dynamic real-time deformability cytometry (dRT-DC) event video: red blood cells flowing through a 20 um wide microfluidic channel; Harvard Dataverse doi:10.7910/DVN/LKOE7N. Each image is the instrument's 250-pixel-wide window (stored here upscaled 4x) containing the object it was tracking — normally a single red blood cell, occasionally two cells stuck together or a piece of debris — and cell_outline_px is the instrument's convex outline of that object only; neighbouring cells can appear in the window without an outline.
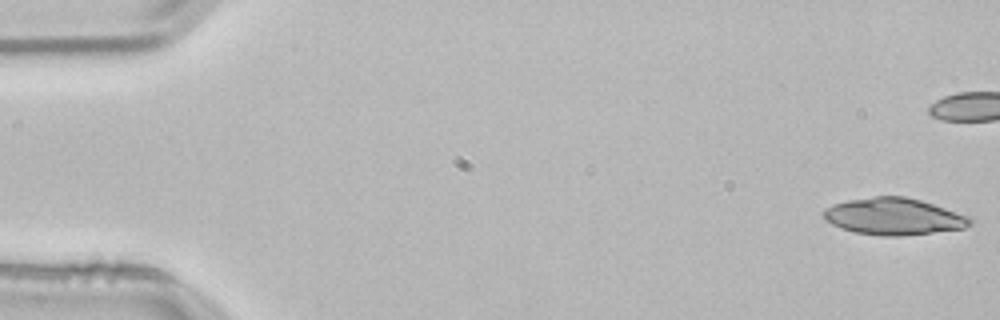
{"species": "common noctule bat (a hibernating species)", "species_latin": "Nyctalus noctula", "temperature_condition": "room temperature", "stored_images_in_passage": 3, "camera_frame_rate_fps": 3000, "um_per_image_px": 0.085, "animal": {"sex": "male", "body_mass_g": 21.5, "forearm_length_mm": 52.0}, "frame": {"image": 1, "passage_image": 1, "time_ms": 0.0, "image_size_px": [1000, 320], "cell_outline_px": [[972, 224], [964, 228], [900, 236], [884, 236], [856, 232], [840, 228], [824, 220], [820, 212], [824, 208], [832, 204], [848, 200], [876, 196], [904, 196], [920, 200], [968, 216], [972, 220]], "centroid_in_image_um": [75.89, 18.4], "position_along_channel_um": 9.1, "area_um2": 31.33}}